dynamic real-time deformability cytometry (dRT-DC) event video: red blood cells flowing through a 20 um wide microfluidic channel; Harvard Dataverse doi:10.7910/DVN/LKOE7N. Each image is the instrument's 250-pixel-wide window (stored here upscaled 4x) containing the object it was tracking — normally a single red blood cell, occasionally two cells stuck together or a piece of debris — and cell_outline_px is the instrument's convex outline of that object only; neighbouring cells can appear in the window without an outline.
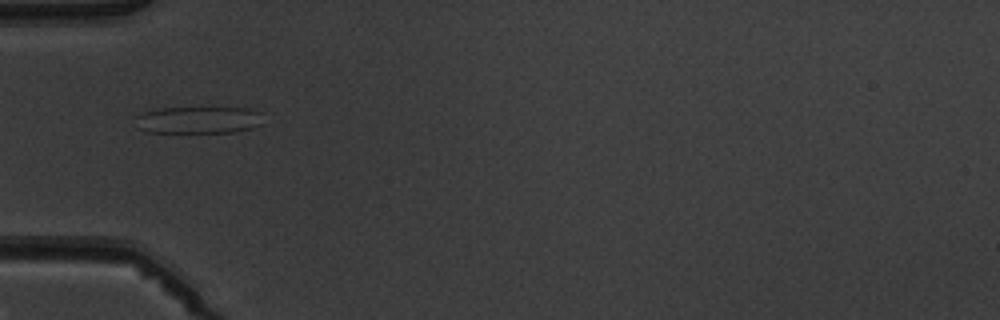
{"species": "common noctule bat (a hibernating species)", "species_latin": "Nyctalus noctula", "temperature_condition": "warm", "stored_images_in_passage": 1, "camera_frame_rate_fps": 3000, "um_per_image_px": 0.085, "animal": {"sex": "male", "body_mass_g": 19.5, "forearm_length_mm": 54.6}, "frame": {"image": 1, "passage_image": 1, "time_ms": 0.0, "image_size_px": [1000, 320], "cell_outline_px": [[260, 124], [252, 128], [236, 132], [148, 132], [136, 128], [136, 116], [144, 112], [160, 108], [252, 108], [260, 112]], "centroid_in_image_um": [16.84, 10.2], "position_along_channel_um": 68.2, "area_um2": 20.06}}